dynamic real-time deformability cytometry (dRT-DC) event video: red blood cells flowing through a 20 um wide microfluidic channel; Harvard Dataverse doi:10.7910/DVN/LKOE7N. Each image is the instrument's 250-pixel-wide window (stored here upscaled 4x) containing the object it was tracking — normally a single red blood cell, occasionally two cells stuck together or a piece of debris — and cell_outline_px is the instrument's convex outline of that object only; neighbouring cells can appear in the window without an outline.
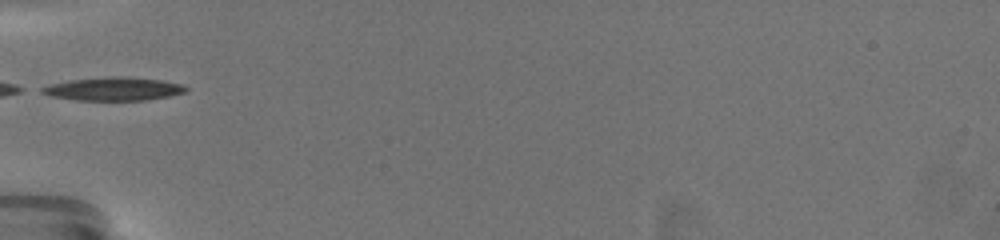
{"species": "common noctule bat (a hibernating species)", "species_latin": "Nyctalus noctula", "temperature_condition": "warm", "stored_images_in_passage": 20, "camera_frame_rate_fps": 3000, "um_per_image_px": 0.085, "animal": {"sex": "female", "body_mass_g": 19.5, "forearm_length_mm": 54.1}, "frame": {"image": 1, "passage_image": 1, "time_ms": 0.0, "image_size_px": [1000, 240], "cell_outline_px": [[188, 88], [184, 92], [168, 96], [144, 100], [76, 100], [48, 96], [40, 92], [40, 88], [52, 84], [72, 80], [116, 76], [160, 80], [180, 84]], "centroid_in_image_um": [9.6, 7.57], "position_along_channel_um": 75.4, "area_um2": 19.13}, "authors_computed_cell_mechanics": {"area_um2": 20.0566, "velocity_mm_per_s": 3.5161, "shape_relaxation_time_tau1_ms": 2.0293, "shape_relaxation_time_tau2_ms": null, "deformation_change_tau1": 0.1478, "deformation_change_tau2": null}}